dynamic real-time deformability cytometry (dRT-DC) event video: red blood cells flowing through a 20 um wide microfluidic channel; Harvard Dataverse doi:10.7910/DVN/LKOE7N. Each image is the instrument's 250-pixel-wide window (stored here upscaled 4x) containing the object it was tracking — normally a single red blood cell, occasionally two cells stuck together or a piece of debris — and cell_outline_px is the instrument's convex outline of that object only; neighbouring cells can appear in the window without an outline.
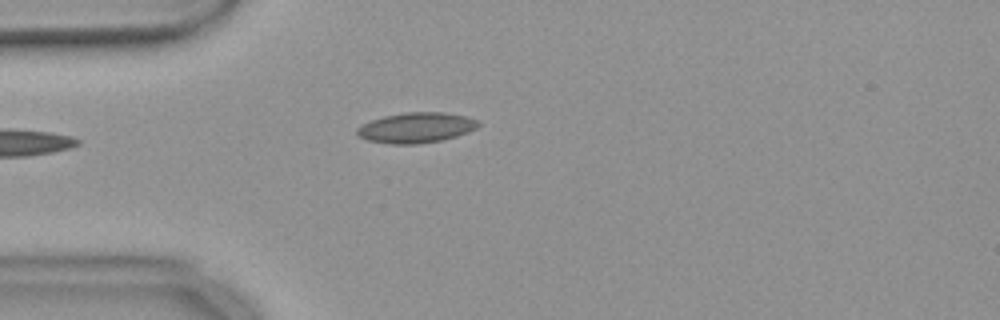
{"species": "common noctule bat (a hibernating species)", "species_latin": "Nyctalus noctula", "temperature_condition": "warm", "stored_images_in_passage": 12, "camera_frame_rate_fps": 3000, "um_per_image_px": 0.085, "animal": {"sex": "female", "body_mass_g": 18.4}, "frame": {"image": 1, "passage_image": 1, "time_ms": 0.0, "image_size_px": [1000, 320], "cell_outline_px": [[480, 124], [476, 128], [456, 136], [440, 140], [416, 144], [392, 144], [368, 140], [360, 136], [356, 132], [356, 128], [372, 120], [384, 116], [404, 112], [444, 112], [464, 116], [476, 120]], "centroid_in_image_um": [35.36, 10.84], "position_along_channel_um": 49.6, "area_um2": 21.1}}